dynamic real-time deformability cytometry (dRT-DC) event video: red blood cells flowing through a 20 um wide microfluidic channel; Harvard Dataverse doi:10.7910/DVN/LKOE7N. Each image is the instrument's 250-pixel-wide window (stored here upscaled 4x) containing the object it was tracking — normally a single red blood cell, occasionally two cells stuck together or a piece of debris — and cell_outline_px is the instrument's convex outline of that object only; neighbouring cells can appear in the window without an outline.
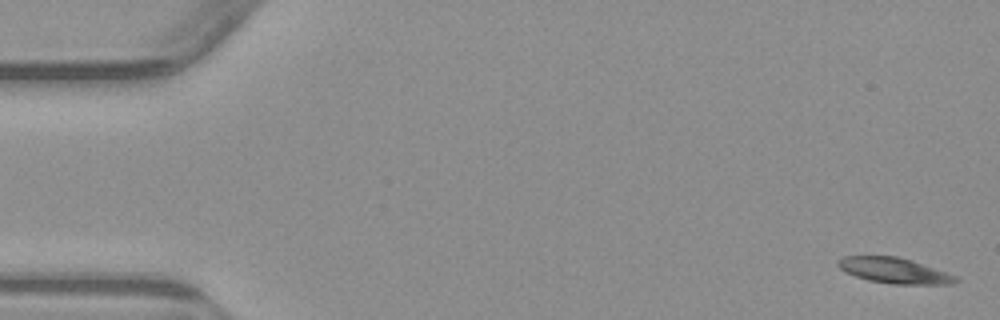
{"species": "common noctule bat (a hibernating species)", "species_latin": "Nyctalus noctula", "temperature_condition": "warm", "stored_images_in_passage": 5, "camera_frame_rate_fps": 3000, "um_per_image_px": 0.085, "animal": {"sex": "male", "body_mass_g": 23.1, "forearm_length_mm": 52.7}, "frame": {"image": 1, "passage_image": 1, "time_ms": 0.0, "image_size_px": [1000, 320], "cell_outline_px": [[960, 280], [952, 284], [892, 284], [868, 280], [844, 272], [836, 264], [836, 260], [844, 256], [896, 256], [912, 260], [956, 276]], "centroid_in_image_um": [75.97, 22.99], "position_along_channel_um": 9.0, "area_um2": 17.51}}
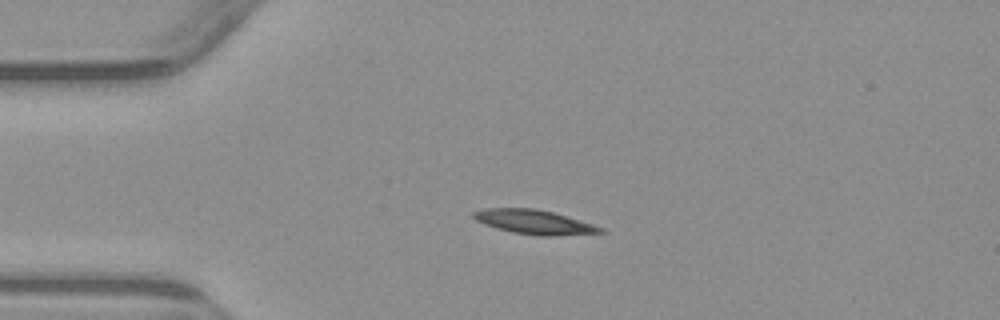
{"frame": {"image": 2, "passage_image": 4, "time_ms": 3.667, "image_size_px": [1000, 320], "cell_outline_px": [[608, 232], [552, 236], [540, 236], [512, 232], [496, 228], [484, 224], [476, 220], [472, 216], [472, 212], [488, 208], [536, 208], [552, 212], [592, 224], [604, 228]], "centroid_in_image_um": [45.41, 18.87], "position_along_channel_um": 39.6, "area_um2": 17.86}}